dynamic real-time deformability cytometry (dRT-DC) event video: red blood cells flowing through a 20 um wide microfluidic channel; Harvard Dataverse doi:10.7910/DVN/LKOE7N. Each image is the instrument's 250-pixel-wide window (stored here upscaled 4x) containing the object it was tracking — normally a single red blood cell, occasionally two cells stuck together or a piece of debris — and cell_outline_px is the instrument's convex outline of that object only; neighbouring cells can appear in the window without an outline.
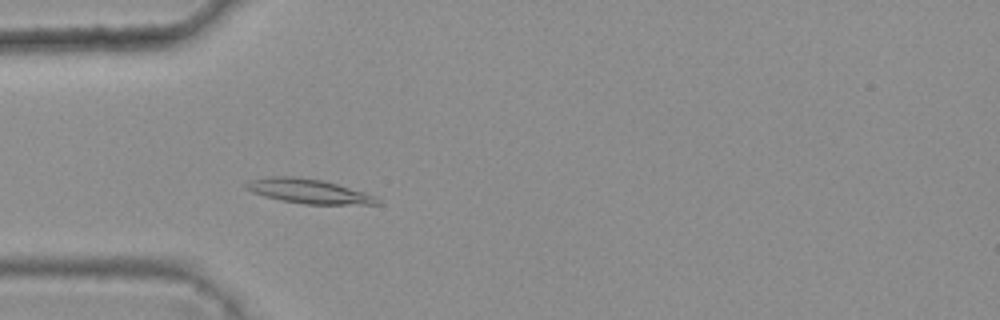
{"species": "common noctule bat (a hibernating species)", "species_latin": "Nyctalus noctula", "temperature_condition": "warm", "stored_images_in_passage": 41, "camera_frame_rate_fps": 3000, "um_per_image_px": 0.085, "animal": {"sex": "female", "body_mass_g": 25.1}, "frame": {"image": 1, "passage_image": 12, "time_ms": 3.667, "image_size_px": [1000, 320], "cell_outline_px": [[384, 204], [304, 204], [264, 196], [252, 192], [244, 188], [244, 184], [248, 180], [268, 176], [296, 176], [324, 180], [364, 192], [376, 196]], "centroid_in_image_um": [26.22, 16.24], "position_along_channel_um": 58.8, "area_um2": 18.79}}
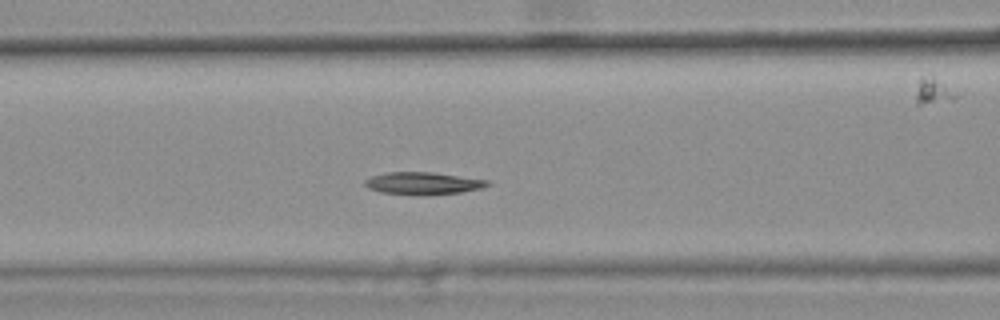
{"frame": {"image": 2, "passage_image": 18, "time_ms": 5.667, "image_size_px": [1000, 320], "cell_outline_px": [[492, 184], [480, 188], [460, 192], [420, 196], [380, 192], [368, 188], [364, 184], [364, 180], [372, 176], [384, 172], [432, 172], [488, 180]], "centroid_in_image_um": [35.92, 15.58], "position_along_channel_um": 130.7, "area_um2": 16.07}}
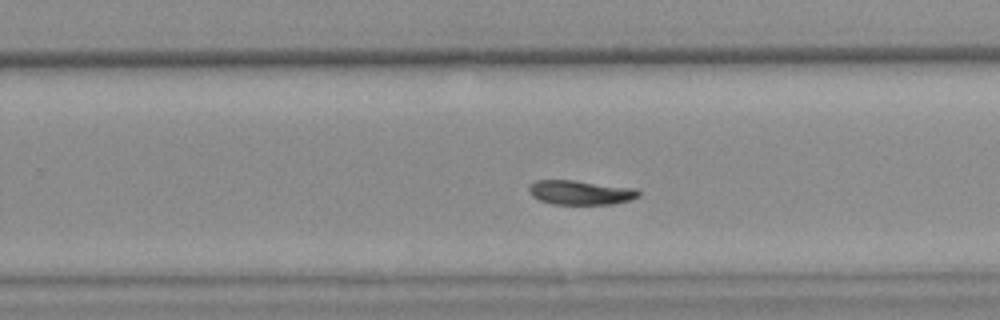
{"frame": {"image": 3, "passage_image": 30, "time_ms": 9.667, "image_size_px": [1000, 320], "cell_outline_px": [[640, 196], [632, 200], [612, 204], [552, 204], [540, 200], [532, 196], [528, 188], [536, 180], [576, 180], [636, 188], [640, 192]], "centroid_in_image_um": [49.39, 16.36], "position_along_channel_um": 280.4, "area_um2": 15.66}}